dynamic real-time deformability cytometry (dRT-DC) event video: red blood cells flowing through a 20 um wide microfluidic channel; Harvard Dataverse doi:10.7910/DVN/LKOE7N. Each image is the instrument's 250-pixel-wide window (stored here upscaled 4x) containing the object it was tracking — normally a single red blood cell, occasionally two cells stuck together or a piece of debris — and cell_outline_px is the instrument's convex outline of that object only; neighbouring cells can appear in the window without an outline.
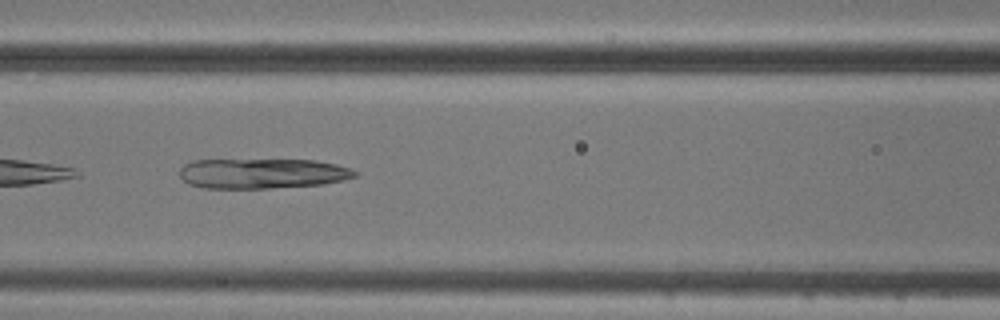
{"species": "common noctule bat (a hibernating species)", "species_latin": "Nyctalus noctula", "temperature_condition": "cold", "stored_images_in_passage": 3, "camera_frame_rate_fps": 3000, "um_per_image_px": 0.085, "animal": {"sex": "male", "body_mass_g": 20.5, "forearm_length_mm": 52.5}, "frame": {"image": 1, "passage_image": 3, "time_ms": 2.333, "image_size_px": [1000, 320], "cell_outline_px": [[356, 176], [344, 180], [324, 184], [268, 188], [200, 188], [188, 184], [180, 176], [180, 168], [184, 164], [192, 160], [316, 160], [336, 164], [352, 168], [356, 172]], "centroid_in_image_um": [22.29, 14.74], "position_along_channel_um": 144.3, "area_um2": 30.87}}